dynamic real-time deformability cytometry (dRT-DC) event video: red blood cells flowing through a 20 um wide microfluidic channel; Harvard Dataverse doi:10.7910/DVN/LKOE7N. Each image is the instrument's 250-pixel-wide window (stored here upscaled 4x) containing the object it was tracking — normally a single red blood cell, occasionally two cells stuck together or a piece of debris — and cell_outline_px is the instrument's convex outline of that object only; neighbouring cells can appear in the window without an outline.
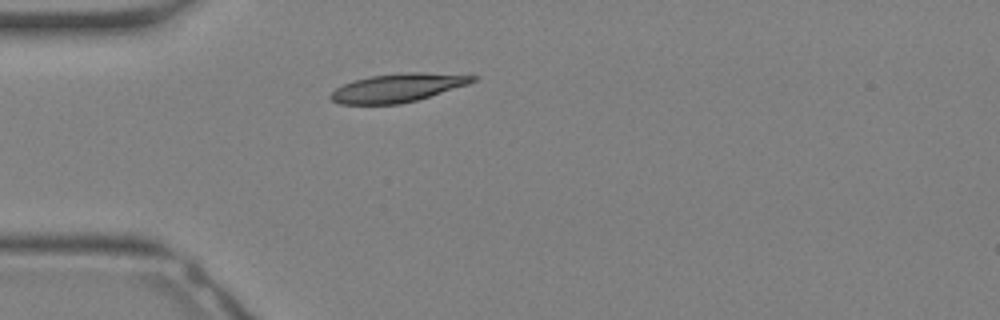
{"species": "Egyptian fruit bat (a non-hibernating species)", "species_latin": "Rousettus aegyptiacus", "temperature_condition": "warm", "stored_images_in_passage": 24, "camera_frame_rate_fps": 3000, "um_per_image_px": 0.085, "animal": {"sex": "female"}, "frame": {"image": 1, "passage_image": 1, "time_ms": 0.0, "image_size_px": [1000, 320], "cell_outline_px": [[480, 76], [476, 80], [468, 84], [416, 100], [400, 104], [340, 104], [332, 100], [328, 96], [336, 88], [344, 84], [356, 80], [372, 76], [408, 72], [420, 72]], "centroid_in_image_um": [33.8, 7.46], "position_along_channel_um": 51.2, "area_um2": 23.18}}
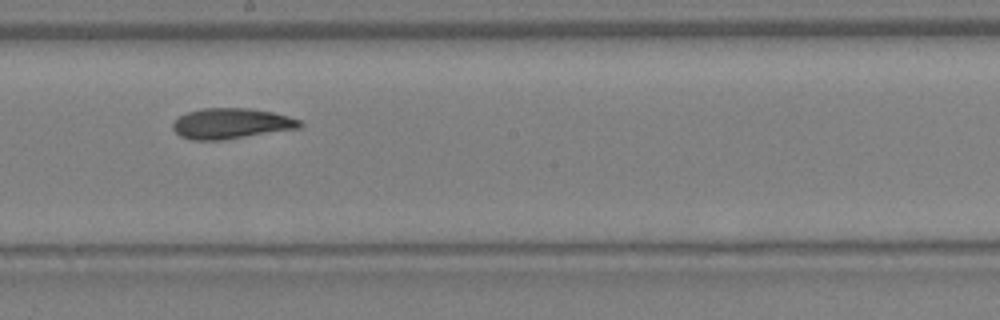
{"frame": {"image": 2, "passage_image": 10, "time_ms": 3.0, "image_size_px": [1000, 320], "cell_outline_px": [[304, 124], [300, 128], [220, 140], [192, 140], [180, 136], [172, 128], [172, 124], [180, 116], [188, 112], [204, 108], [248, 108], [272, 112], [288, 116], [300, 120]], "centroid_in_image_um": [19.66, 10.5], "position_along_channel_um": 228.5, "area_um2": 22.43}}
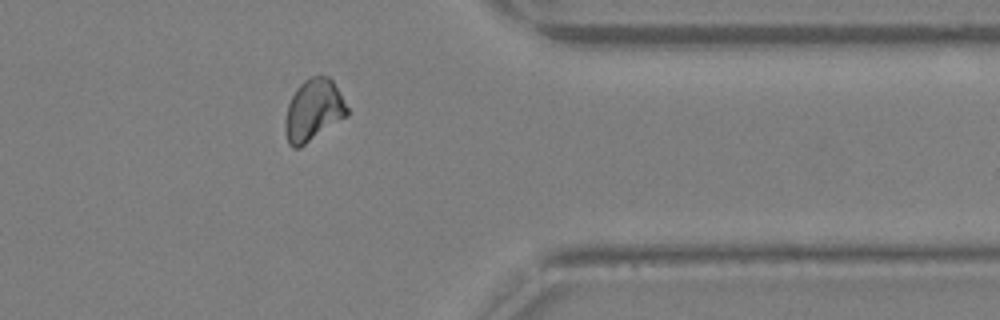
{"frame": {"image": 3, "passage_image": 18, "time_ms": 5.667, "image_size_px": [1000, 320], "cell_outline_px": [[348, 116], [300, 148], [292, 148], [288, 144], [284, 132], [284, 120], [288, 104], [296, 88], [304, 80], [312, 76], [328, 76], [332, 80], [348, 108]], "centroid_in_image_um": [26.61, 9.4], "position_along_channel_um": 384.8, "area_um2": 22.48}}